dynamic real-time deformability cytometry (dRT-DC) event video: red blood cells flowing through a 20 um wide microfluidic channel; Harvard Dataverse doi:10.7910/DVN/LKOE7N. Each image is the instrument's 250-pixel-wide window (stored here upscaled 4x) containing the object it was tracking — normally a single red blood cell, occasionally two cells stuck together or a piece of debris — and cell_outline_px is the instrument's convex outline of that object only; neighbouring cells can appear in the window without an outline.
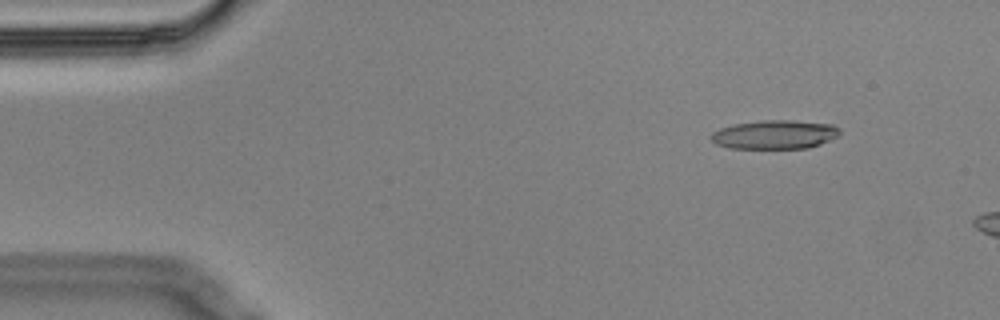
{"species": "Egyptian fruit bat (a non-hibernating species)", "species_latin": "Rousettus aegyptiacus", "temperature_condition": "cold", "stored_images_in_passage": 4, "camera_frame_rate_fps": 3000, "um_per_image_px": 0.085, "animal": {"sex": "male"}, "frame": {"image": 1, "passage_image": 2, "time_ms": 0.333, "image_size_px": [1000, 320], "cell_outline_px": [[840, 132], [836, 136], [820, 144], [808, 148], [728, 148], [716, 144], [708, 136], [712, 132], [720, 128], [736, 124], [760, 120], [792, 120], [832, 124], [840, 128]], "centroid_in_image_um": [65.83, 11.43], "position_along_channel_um": 19.2, "area_um2": 21.62}}